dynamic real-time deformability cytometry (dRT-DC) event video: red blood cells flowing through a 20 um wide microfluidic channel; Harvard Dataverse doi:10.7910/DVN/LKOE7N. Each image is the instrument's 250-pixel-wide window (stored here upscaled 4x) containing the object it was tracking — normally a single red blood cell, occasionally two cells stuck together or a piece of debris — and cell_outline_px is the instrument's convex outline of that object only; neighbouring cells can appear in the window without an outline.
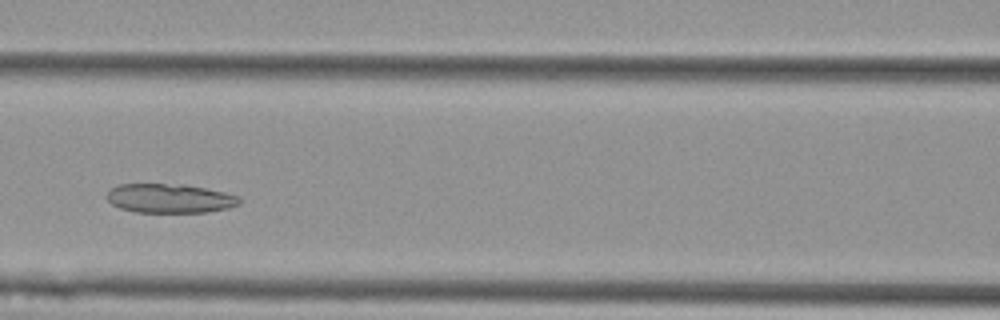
{"species": "Egyptian fruit bat (a non-hibernating species)", "species_latin": "Rousettus aegyptiacus", "temperature_condition": "cold", "stored_images_in_passage": 7, "camera_frame_rate_fps": 3000, "um_per_image_px": 0.085, "animal": {"sex": "female"}, "frame": {"image": 1, "passage_image": 5, "time_ms": 1.333, "image_size_px": [1000, 320], "cell_outline_px": [[240, 204], [228, 208], [208, 212], [136, 212], [120, 208], [112, 204], [108, 200], [108, 192], [116, 184], [184, 184], [224, 192], [240, 196]], "centroid_in_image_um": [14.45, 16.86], "position_along_channel_um": 152.2, "area_um2": 22.48}}
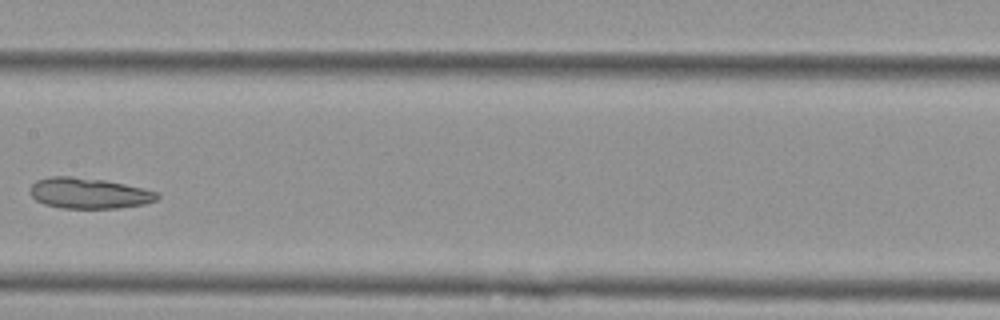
{"frame": {"image": 2, "passage_image": 6, "time_ms": 1.667, "image_size_px": [1000, 320], "cell_outline_px": [[160, 196], [156, 200], [144, 204], [116, 208], [64, 208], [44, 204], [36, 200], [28, 192], [28, 188], [36, 180], [52, 176], [72, 176], [104, 180], [124, 184], [156, 192]], "centroid_in_image_um": [7.49, 16.42], "position_along_channel_um": 199.9, "area_um2": 22.66}}
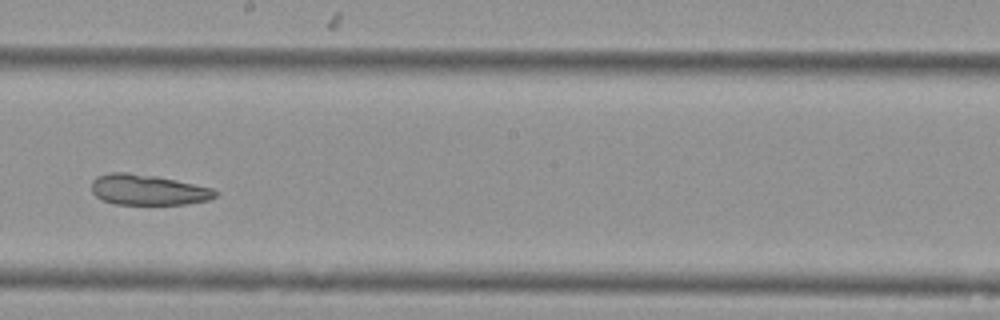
{"frame": {"image": 3, "passage_image": 7, "time_ms": 2.0, "image_size_px": [1000, 320], "cell_outline_px": [[216, 196], [208, 200], [188, 204], [112, 204], [96, 196], [92, 192], [92, 180], [96, 176], [112, 172], [128, 172], [156, 176], [176, 180], [212, 188], [216, 192]], "centroid_in_image_um": [12.55, 16.13], "position_along_channel_um": 235.7, "area_um2": 21.96}}